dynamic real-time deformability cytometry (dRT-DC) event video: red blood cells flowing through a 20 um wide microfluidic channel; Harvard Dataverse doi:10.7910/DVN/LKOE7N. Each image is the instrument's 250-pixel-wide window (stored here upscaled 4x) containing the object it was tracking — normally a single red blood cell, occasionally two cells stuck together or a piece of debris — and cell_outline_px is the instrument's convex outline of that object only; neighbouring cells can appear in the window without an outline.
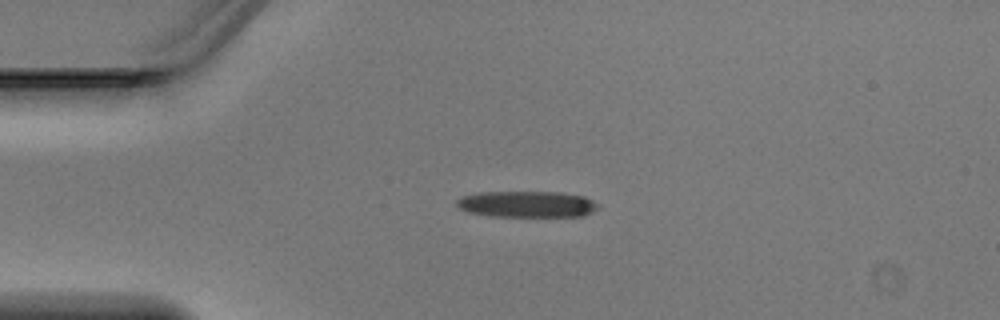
{"species": "Egyptian fruit bat (a non-hibernating species)", "species_latin": "Rousettus aegyptiacus", "temperature_condition": "warm", "stored_images_in_passage": 4, "camera_frame_rate_fps": 3000, "um_per_image_px": 0.085, "animal": {"sex": "male"}, "frame": {"image": 1, "passage_image": 3, "time_ms": 0.667, "image_size_px": [1000, 320], "cell_outline_px": [[600, 208], [584, 216], [488, 216], [468, 212], [460, 208], [456, 204], [456, 200], [464, 196], [476, 192], [560, 192], [584, 196], [600, 204]], "centroid_in_image_um": [44.82, 17.35], "position_along_channel_um": 40.2, "area_um2": 21.79}}